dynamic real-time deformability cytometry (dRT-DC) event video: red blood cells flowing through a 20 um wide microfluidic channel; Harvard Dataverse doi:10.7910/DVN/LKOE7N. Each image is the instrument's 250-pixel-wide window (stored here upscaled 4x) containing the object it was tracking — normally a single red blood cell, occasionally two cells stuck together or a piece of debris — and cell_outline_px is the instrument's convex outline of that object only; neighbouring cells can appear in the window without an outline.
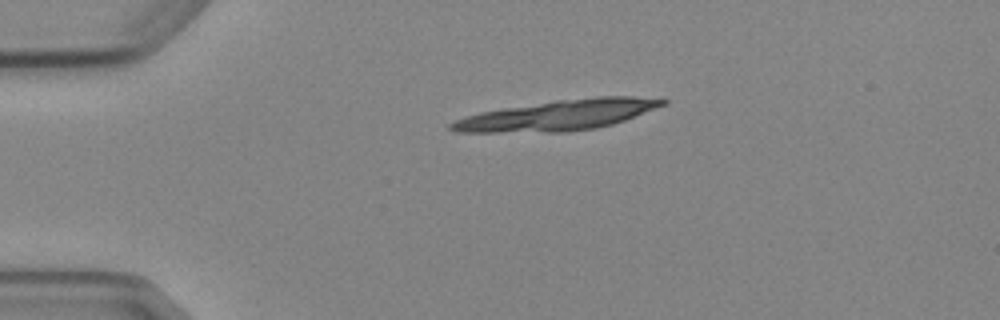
{"species": "Egyptian fruit bat (a non-hibernating species)", "species_latin": "Rousettus aegyptiacus", "temperature_condition": "cold", "stored_images_in_passage": 2, "camera_frame_rate_fps": 3000, "um_per_image_px": 0.085, "animal": {"sex": "female"}, "frame": {"image": 1, "passage_image": 1, "time_ms": 0.0, "image_size_px": [1000, 320], "cell_outline_px": [[668, 104], [624, 120], [612, 124], [596, 128], [568, 132], [456, 132], [448, 128], [448, 124], [464, 116], [480, 112], [504, 108], [556, 100], [596, 96], [632, 96], [668, 100]], "centroid_in_image_um": [47.44, 9.79], "position_along_channel_um": 37.6, "area_um2": 37.4}}